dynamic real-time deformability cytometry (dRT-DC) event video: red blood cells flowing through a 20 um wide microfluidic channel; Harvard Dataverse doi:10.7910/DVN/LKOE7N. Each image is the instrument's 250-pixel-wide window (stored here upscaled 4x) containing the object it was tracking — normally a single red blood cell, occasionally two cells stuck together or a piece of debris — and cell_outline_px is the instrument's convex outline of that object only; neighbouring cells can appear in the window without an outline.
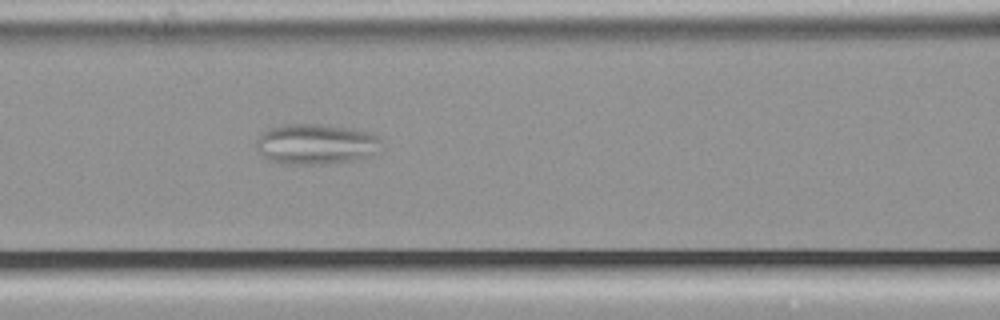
{"species": "common noctule bat (a hibernating species)", "species_latin": "Nyctalus noctula", "temperature_condition": "cold", "stored_images_in_passage": 36, "camera_frame_rate_fps": 3000, "um_per_image_px": 0.085, "animal": {"sex": "male", "body_mass_g": 21.5, "forearm_length_mm": 52.0}, "frame": {"image": 1, "passage_image": 6, "time_ms": 1.667, "image_size_px": [1000, 320], "cell_outline_px": [[380, 152], [372, 156], [352, 160], [324, 164], [280, 164], [268, 160], [256, 148], [256, 140], [264, 132], [280, 124], [324, 124], [372, 132], [380, 140]], "centroid_in_image_um": [26.87, 12.25], "position_along_channel_um": 139.7, "area_um2": 29.71}}
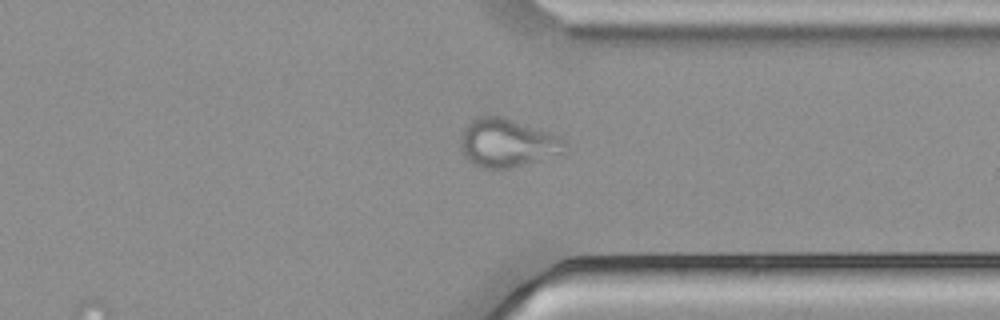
{"frame": {"image": 2, "passage_image": 24, "time_ms": 7.667, "image_size_px": [1000, 320], "cell_outline_px": [[568, 144], [560, 152], [540, 160], [508, 168], [480, 168], [472, 164], [464, 156], [460, 144], [460, 136], [464, 128], [472, 120], [480, 116], [500, 116], [556, 136], [564, 140]], "centroid_in_image_um": [43.02, 12.17], "position_along_channel_um": 368.4, "area_um2": 28.55}}
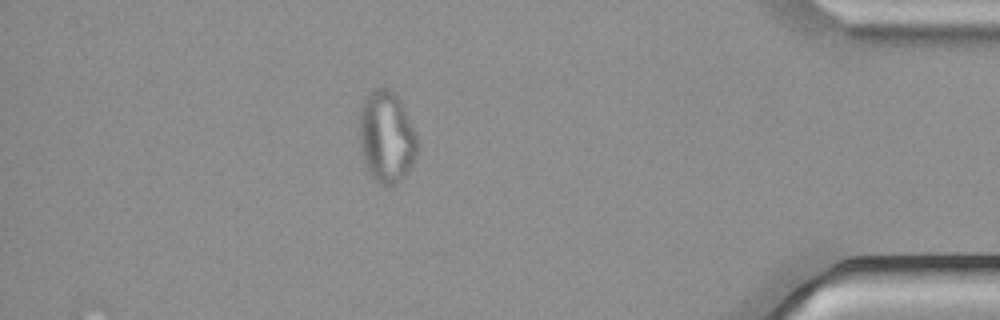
{"frame": {"image": 3, "passage_image": 30, "time_ms": 9.667, "image_size_px": [1000, 320], "cell_outline_px": [[420, 148], [412, 164], [404, 176], [396, 184], [388, 188], [380, 184], [372, 176], [368, 168], [360, 148], [360, 108], [364, 100], [376, 88], [388, 88], [396, 92], [408, 116], [420, 144]], "centroid_in_image_um": [32.89, 11.65], "position_along_channel_um": 402.3, "area_um2": 30.98}}